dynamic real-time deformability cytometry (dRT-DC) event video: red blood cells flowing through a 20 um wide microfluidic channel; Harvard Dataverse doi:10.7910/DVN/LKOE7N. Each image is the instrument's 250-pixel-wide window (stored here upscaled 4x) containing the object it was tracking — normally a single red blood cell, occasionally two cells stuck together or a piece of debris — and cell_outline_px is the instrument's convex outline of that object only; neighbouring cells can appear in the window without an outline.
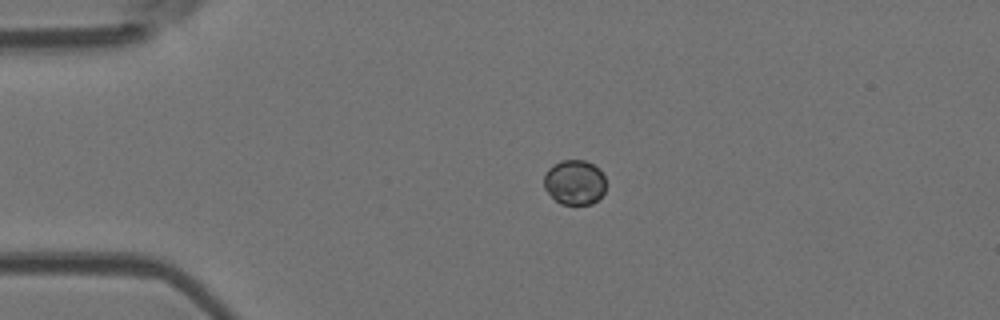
{"species": "Egyptian fruit bat (a non-hibernating species)", "species_latin": "Rousettus aegyptiacus", "temperature_condition": "room temperature", "stored_images_in_passage": 2, "camera_frame_rate_fps": 3000, "um_per_image_px": 0.085, "animal": {"sex": "female"}, "frame": {"image": 1, "passage_image": 1, "time_ms": 0.0, "image_size_px": [1000, 320], "cell_outline_px": [[604, 192], [592, 204], [560, 204], [544, 188], [544, 176], [548, 168], [552, 164], [560, 160], [584, 160], [600, 168], [604, 176]], "centroid_in_image_um": [48.82, 15.47], "position_along_channel_um": 36.2, "area_um2": 16.18}}